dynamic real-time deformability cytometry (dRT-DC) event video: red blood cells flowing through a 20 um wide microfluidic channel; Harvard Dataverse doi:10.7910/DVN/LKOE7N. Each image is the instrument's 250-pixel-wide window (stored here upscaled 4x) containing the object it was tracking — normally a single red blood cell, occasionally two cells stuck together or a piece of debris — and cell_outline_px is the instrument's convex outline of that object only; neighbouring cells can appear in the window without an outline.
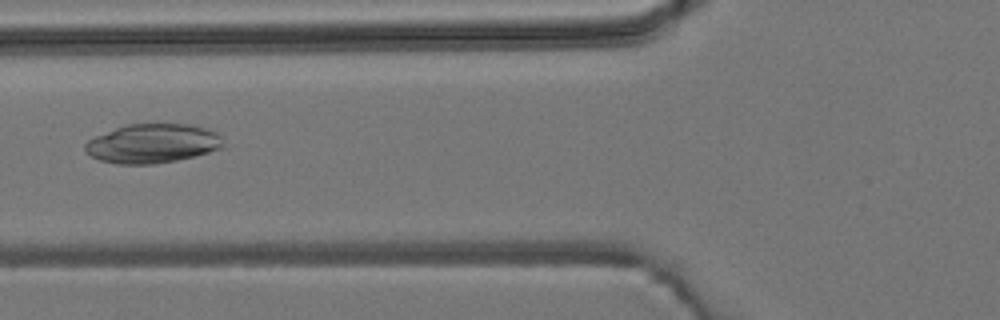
{"species": "common noctule bat (a hibernating species)", "species_latin": "Nyctalus noctula", "temperature_condition": "room temperature", "stored_images_in_passage": 6, "camera_frame_rate_fps": 3000, "um_per_image_px": 0.085, "animal": {"sex": "male", "body_mass_g": 19.2, "forearm_length_mm": 51.8}, "frame": {"image": 1, "passage_image": 6, "time_ms": 6.0, "image_size_px": [1000, 320], "cell_outline_px": [[224, 148], [196, 156], [176, 160], [152, 164], [116, 164], [100, 160], [92, 156], [84, 148], [84, 144], [88, 140], [96, 136], [116, 128], [128, 124], [192, 124], [216, 132], [220, 136], [224, 144]], "centroid_in_image_um": [13.0, 12.2], "position_along_channel_um": 112.8, "area_um2": 31.44}}